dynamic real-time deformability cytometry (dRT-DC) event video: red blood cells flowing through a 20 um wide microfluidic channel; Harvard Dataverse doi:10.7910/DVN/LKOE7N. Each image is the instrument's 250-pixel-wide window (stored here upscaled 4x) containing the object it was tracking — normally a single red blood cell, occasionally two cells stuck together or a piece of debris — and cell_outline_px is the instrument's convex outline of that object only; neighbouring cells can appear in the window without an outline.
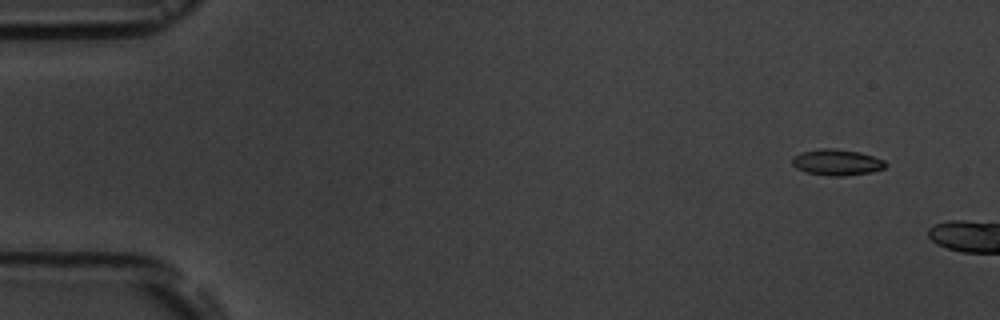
{"species": "common noctule bat (a hibernating species)", "species_latin": "Nyctalus noctula", "temperature_condition": "room temperature", "stored_images_in_passage": 3, "camera_frame_rate_fps": 3000, "um_per_image_px": 0.085, "animal": {"sex": "male", "body_mass_g": 19.5, "forearm_length_mm": 54.6}, "frame": {"image": 1, "passage_image": 1, "time_ms": 0.0, "image_size_px": [1000, 320], "cell_outline_px": [[888, 164], [884, 168], [872, 172], [844, 176], [832, 176], [808, 172], [796, 168], [792, 164], [792, 156], [800, 152], [820, 148], [836, 148], [860, 152], [884, 160]], "centroid_in_image_um": [71.13, 13.78], "position_along_channel_um": 13.9, "area_um2": 14.28}}